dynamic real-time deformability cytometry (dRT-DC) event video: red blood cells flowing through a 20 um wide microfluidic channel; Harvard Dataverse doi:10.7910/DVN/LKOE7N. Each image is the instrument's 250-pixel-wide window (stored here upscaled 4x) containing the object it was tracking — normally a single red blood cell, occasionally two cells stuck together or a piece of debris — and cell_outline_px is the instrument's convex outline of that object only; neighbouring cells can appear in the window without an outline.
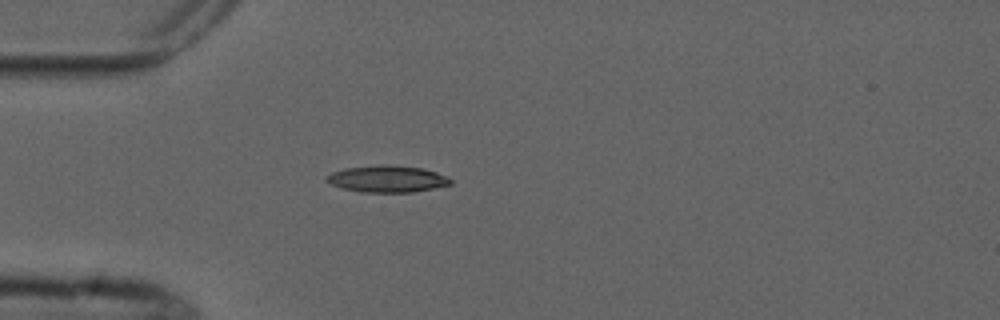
{"species": "common noctule bat (a hibernating species)", "species_latin": "Nyctalus noctula", "temperature_condition": "cold", "stored_images_in_passage": 1, "camera_frame_rate_fps": 3000, "um_per_image_px": 0.085, "animal": {"sex": "male", "forearm_length_mm": 52.5}, "frame": {"image": 1, "passage_image": 1, "time_ms": 0.0, "image_size_px": [1000, 320], "cell_outline_px": [[452, 184], [412, 192], [360, 192], [344, 188], [332, 184], [324, 180], [324, 176], [332, 172], [344, 168], [384, 164], [388, 164], [424, 168], [448, 176], [452, 180]], "centroid_in_image_um": [32.91, 15.19], "position_along_channel_um": 52.1, "area_um2": 19.42}}